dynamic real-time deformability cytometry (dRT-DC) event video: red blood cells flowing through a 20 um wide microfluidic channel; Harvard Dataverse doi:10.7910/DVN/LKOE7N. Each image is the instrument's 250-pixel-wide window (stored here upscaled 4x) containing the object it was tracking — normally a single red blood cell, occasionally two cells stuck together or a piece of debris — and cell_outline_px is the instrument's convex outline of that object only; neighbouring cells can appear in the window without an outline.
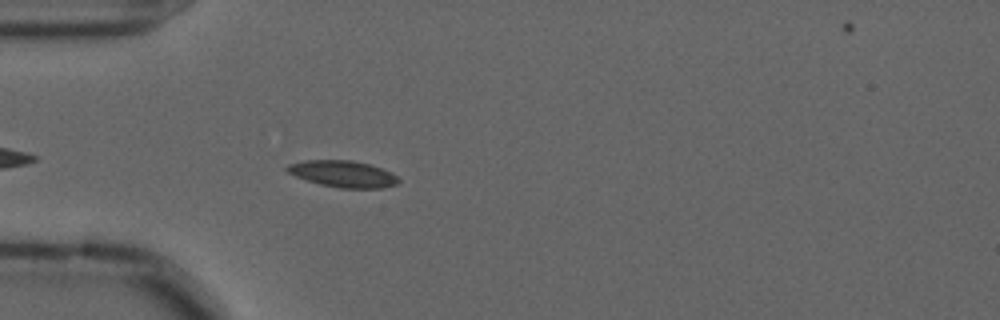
{"species": "common noctule bat (a hibernating species)", "species_latin": "Nyctalus noctula", "temperature_condition": "cold", "stored_images_in_passage": 35, "camera_frame_rate_fps": 3000, "um_per_image_px": 0.085, "animal": {"sex": "male", "forearm_length_mm": 52.5}, "frame": {"image": 1, "passage_image": 5, "time_ms": 1.333, "image_size_px": [1000, 320], "cell_outline_px": [[400, 180], [396, 184], [380, 188], [340, 188], [320, 184], [296, 176], [288, 172], [284, 168], [288, 164], [304, 160], [352, 160], [368, 164], [392, 172]], "centroid_in_image_um": [29.14, 14.77], "position_along_channel_um": 55.9, "area_um2": 17.11}}
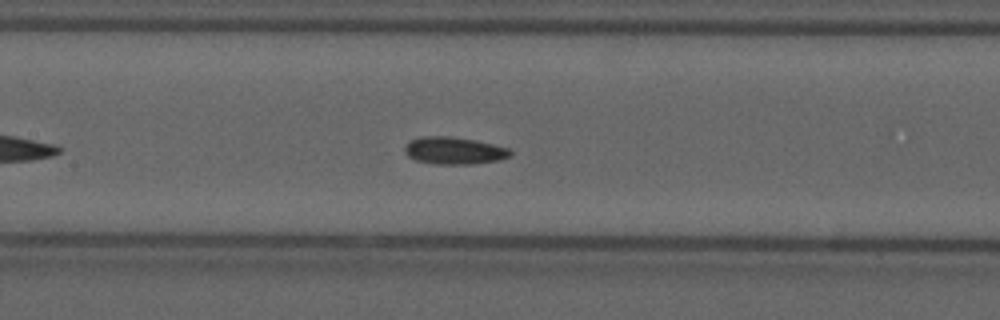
{"frame": {"image": 2, "passage_image": 15, "time_ms": 4.667, "image_size_px": [1000, 320], "cell_outline_px": [[512, 152], [508, 156], [500, 160], [472, 164], [436, 164], [416, 160], [408, 156], [404, 152], [404, 148], [412, 140], [424, 136], [452, 136], [476, 140], [508, 148]], "centroid_in_image_um": [38.6, 12.8], "position_along_channel_um": 168.8, "area_um2": 16.65}}
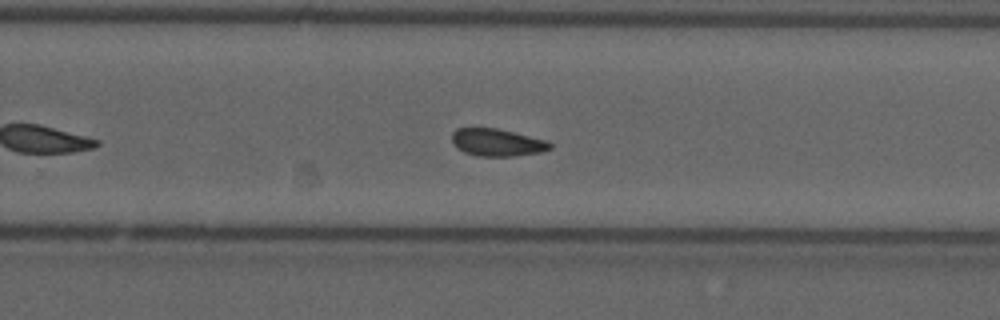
{"frame": {"image": 3, "passage_image": 25, "time_ms": 8.0, "image_size_px": [1000, 320], "cell_outline_px": [[552, 148], [540, 152], [512, 156], [476, 156], [464, 152], [456, 148], [452, 144], [452, 132], [456, 128], [496, 128], [548, 140], [552, 144]], "centroid_in_image_um": [42.23, 12.11], "position_along_channel_um": 287.6, "area_um2": 15.78}, "authors_computed_cell_mechanics": {"area_um2": 16.1262, "velocity_mm_per_s": 3.5837, "shape_relaxation_time_tau1_ms": null, "shape_relaxation_time_tau2_ms": 3.5258, "deformation_change_tau1": null, "deformation_change_tau2": 0.0889}}